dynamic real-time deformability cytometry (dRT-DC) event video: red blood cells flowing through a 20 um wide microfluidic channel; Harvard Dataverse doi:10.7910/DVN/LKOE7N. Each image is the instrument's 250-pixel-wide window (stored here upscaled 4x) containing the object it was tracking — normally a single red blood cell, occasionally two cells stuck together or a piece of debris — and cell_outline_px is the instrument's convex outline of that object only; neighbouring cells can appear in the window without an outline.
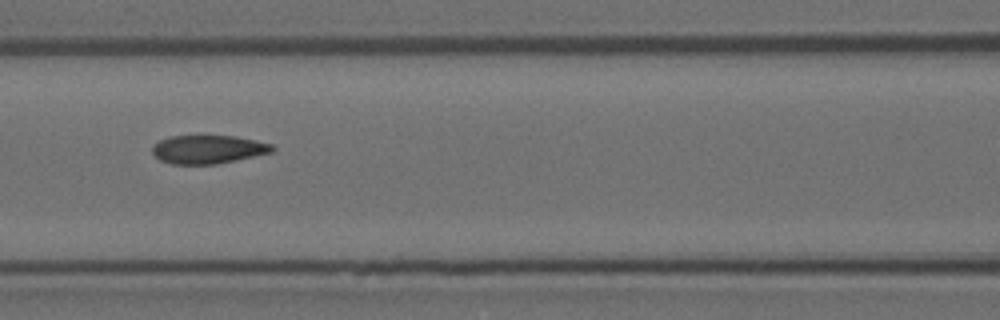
{"species": "Egyptian fruit bat (a non-hibernating species)", "species_latin": "Rousettus aegyptiacus", "temperature_condition": "room temperature", "stored_images_in_passage": 10, "camera_frame_rate_fps": 3000, "um_per_image_px": 0.085, "animal": {"sex": "female"}, "frame": {"image": 1, "passage_image": 6, "time_ms": 1.667, "image_size_px": [1000, 320], "cell_outline_px": [[276, 148], [272, 152], [236, 160], [216, 164], [172, 164], [160, 160], [152, 152], [152, 144], [160, 140], [172, 136], [236, 136], [272, 144]], "centroid_in_image_um": [17.68, 12.69], "position_along_channel_um": 148.9, "area_um2": 19.83}}